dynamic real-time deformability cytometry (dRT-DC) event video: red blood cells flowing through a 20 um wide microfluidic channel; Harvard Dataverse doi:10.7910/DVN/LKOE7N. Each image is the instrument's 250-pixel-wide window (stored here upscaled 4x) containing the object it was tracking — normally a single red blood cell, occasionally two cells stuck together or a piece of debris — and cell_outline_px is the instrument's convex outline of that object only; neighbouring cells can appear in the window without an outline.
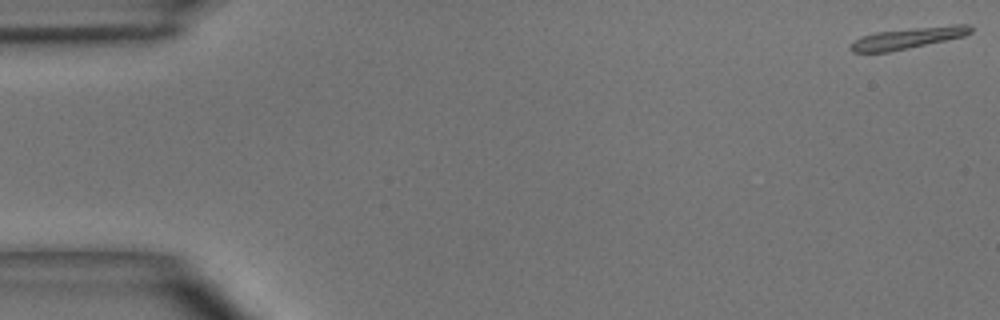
{"species": "common noctule bat (a hibernating species)", "species_latin": "Nyctalus noctula", "temperature_condition": "room temperature", "stored_images_in_passage": 50, "camera_frame_rate_fps": 3000, "um_per_image_px": 0.085, "animal": {"sex": "male", "body_mass_g": 15.6}, "frame": {"image": 1, "passage_image": 1, "time_ms": 0.0, "image_size_px": [1000, 320], "cell_outline_px": [[972, 32], [964, 36], [908, 48], [888, 52], [852, 52], [848, 48], [860, 36], [876, 32], [912, 28], [952, 24], [968, 24], [972, 28]], "centroid_in_image_um": [77.18, 3.22], "position_along_channel_um": 7.8, "area_um2": 14.74}}
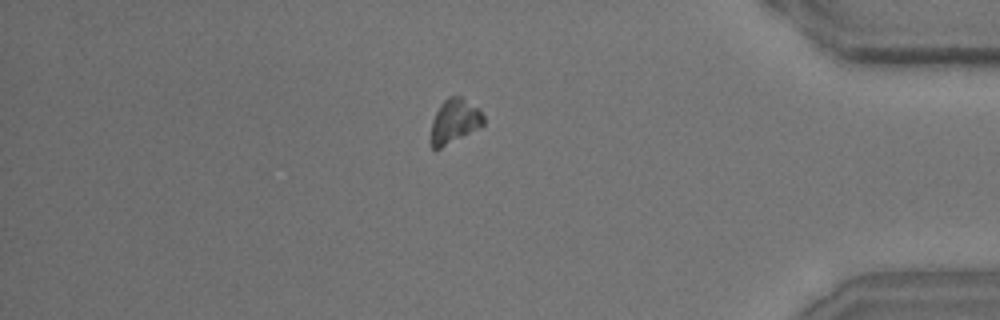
{"frame": {"image": 2, "passage_image": 43, "time_ms": 14.0, "image_size_px": [1000, 320], "cell_outline_px": [[484, 124], [480, 128], [440, 148], [432, 148], [428, 144], [428, 140], [432, 120], [440, 104], [448, 96], [460, 96], [476, 108], [484, 116]], "centroid_in_image_um": [38.57, 10.34], "position_along_channel_um": 396.6, "area_um2": 13.7}}
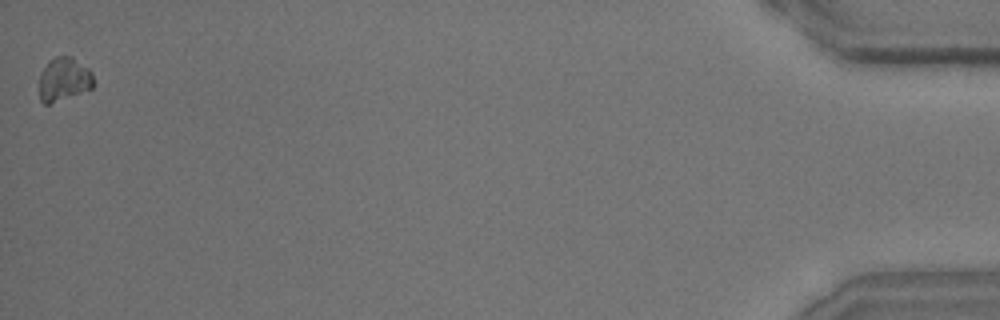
{"frame": {"image": 3, "passage_image": 50, "time_ms": 16.333, "image_size_px": [1000, 320], "cell_outline_px": [[92, 88], [48, 104], [44, 104], [40, 100], [40, 76], [48, 60], [56, 56], [72, 56], [88, 68], [92, 72]], "centroid_in_image_um": [5.41, 6.71], "position_along_channel_um": 429.8, "area_um2": 13.53}, "authors_computed_cell_mechanics": {"area_um2": 14.8546, "velocity_mm_per_s": 3.9692, "shape_relaxation_time_tau1_ms": 1.5829, "shape_relaxation_time_tau2_ms": null, "deformation_change_tau1": 0.1036, "deformation_change_tau2": null}}